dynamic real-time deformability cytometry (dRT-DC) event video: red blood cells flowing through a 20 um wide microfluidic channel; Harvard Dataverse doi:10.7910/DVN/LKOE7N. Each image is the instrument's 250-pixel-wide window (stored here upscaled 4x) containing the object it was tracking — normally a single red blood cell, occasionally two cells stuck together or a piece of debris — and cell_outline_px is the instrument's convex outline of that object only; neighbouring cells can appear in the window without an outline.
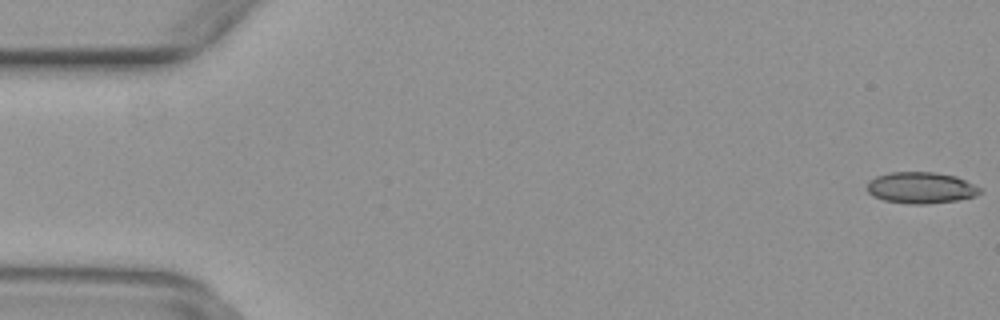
{"species": "common noctule bat (a hibernating species)", "species_latin": "Nyctalus noctula", "temperature_condition": "warm", "stored_images_in_passage": 5, "camera_frame_rate_fps": 3000, "um_per_image_px": 0.085, "animal": {"sex": "female", "body_mass_g": 29.2, "forearm_length_mm": 56.3}, "frame": {"image": 1, "passage_image": 1, "time_ms": 0.0, "image_size_px": [1000, 320], "cell_outline_px": [[984, 188], [976, 196], [956, 200], [928, 204], [908, 204], [884, 200], [872, 196], [868, 192], [868, 180], [876, 176], [888, 172], [932, 172], [956, 176]], "centroid_in_image_um": [78.29, 15.96], "position_along_channel_um": 6.7, "area_um2": 20.81}}